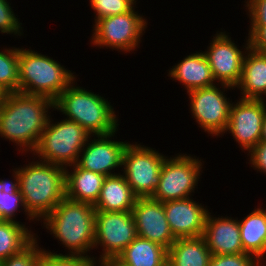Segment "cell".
<instances>
[{
  "instance_id": "cell-4",
  "label": "cell",
  "mask_w": 266,
  "mask_h": 266,
  "mask_svg": "<svg viewBox=\"0 0 266 266\" xmlns=\"http://www.w3.org/2000/svg\"><path fill=\"white\" fill-rule=\"evenodd\" d=\"M76 81L54 100V110L64 114V119L82 126L91 136L117 132L119 119L111 102L100 94L78 86Z\"/></svg>"
},
{
  "instance_id": "cell-18",
  "label": "cell",
  "mask_w": 266,
  "mask_h": 266,
  "mask_svg": "<svg viewBox=\"0 0 266 266\" xmlns=\"http://www.w3.org/2000/svg\"><path fill=\"white\" fill-rule=\"evenodd\" d=\"M183 57V60L168 69L167 76L175 82L181 83L186 92L195 89L213 86L216 81L213 78L211 67L203 51H195Z\"/></svg>"
},
{
  "instance_id": "cell-12",
  "label": "cell",
  "mask_w": 266,
  "mask_h": 266,
  "mask_svg": "<svg viewBox=\"0 0 266 266\" xmlns=\"http://www.w3.org/2000/svg\"><path fill=\"white\" fill-rule=\"evenodd\" d=\"M229 34L226 31H217L208 43L207 50L203 52L208 59L214 80L235 88L242 75L243 58L250 47V41L247 36L242 48L235 44Z\"/></svg>"
},
{
  "instance_id": "cell-26",
  "label": "cell",
  "mask_w": 266,
  "mask_h": 266,
  "mask_svg": "<svg viewBox=\"0 0 266 266\" xmlns=\"http://www.w3.org/2000/svg\"><path fill=\"white\" fill-rule=\"evenodd\" d=\"M19 47L0 49V88L7 93L19 92Z\"/></svg>"
},
{
  "instance_id": "cell-11",
  "label": "cell",
  "mask_w": 266,
  "mask_h": 266,
  "mask_svg": "<svg viewBox=\"0 0 266 266\" xmlns=\"http://www.w3.org/2000/svg\"><path fill=\"white\" fill-rule=\"evenodd\" d=\"M136 237L137 231L131 211H96L94 251H102L99 252V258L97 255L92 257H95L96 261L117 258Z\"/></svg>"
},
{
  "instance_id": "cell-38",
  "label": "cell",
  "mask_w": 266,
  "mask_h": 266,
  "mask_svg": "<svg viewBox=\"0 0 266 266\" xmlns=\"http://www.w3.org/2000/svg\"><path fill=\"white\" fill-rule=\"evenodd\" d=\"M260 141H266V114L263 119L262 135Z\"/></svg>"
},
{
  "instance_id": "cell-23",
  "label": "cell",
  "mask_w": 266,
  "mask_h": 266,
  "mask_svg": "<svg viewBox=\"0 0 266 266\" xmlns=\"http://www.w3.org/2000/svg\"><path fill=\"white\" fill-rule=\"evenodd\" d=\"M210 257L203 236L178 238L168 249L167 266H208Z\"/></svg>"
},
{
  "instance_id": "cell-8",
  "label": "cell",
  "mask_w": 266,
  "mask_h": 266,
  "mask_svg": "<svg viewBox=\"0 0 266 266\" xmlns=\"http://www.w3.org/2000/svg\"><path fill=\"white\" fill-rule=\"evenodd\" d=\"M192 156L179 152L175 156L165 158L159 184L151 198L167 202L194 196L203 173L204 161Z\"/></svg>"
},
{
  "instance_id": "cell-20",
  "label": "cell",
  "mask_w": 266,
  "mask_h": 266,
  "mask_svg": "<svg viewBox=\"0 0 266 266\" xmlns=\"http://www.w3.org/2000/svg\"><path fill=\"white\" fill-rule=\"evenodd\" d=\"M105 178L106 176L82 169L77 164L68 166L65 168L66 197L94 205Z\"/></svg>"
},
{
  "instance_id": "cell-27",
  "label": "cell",
  "mask_w": 266,
  "mask_h": 266,
  "mask_svg": "<svg viewBox=\"0 0 266 266\" xmlns=\"http://www.w3.org/2000/svg\"><path fill=\"white\" fill-rule=\"evenodd\" d=\"M17 212H23L29 221H35L28 213H26L23 196L21 195L17 185L14 183L11 187L2 192L0 219L18 222L16 219Z\"/></svg>"
},
{
  "instance_id": "cell-6",
  "label": "cell",
  "mask_w": 266,
  "mask_h": 266,
  "mask_svg": "<svg viewBox=\"0 0 266 266\" xmlns=\"http://www.w3.org/2000/svg\"><path fill=\"white\" fill-rule=\"evenodd\" d=\"M90 136L76 122L67 119L54 122L50 115L31 157L35 156L39 160L66 168L77 163L80 152Z\"/></svg>"
},
{
  "instance_id": "cell-33",
  "label": "cell",
  "mask_w": 266,
  "mask_h": 266,
  "mask_svg": "<svg viewBox=\"0 0 266 266\" xmlns=\"http://www.w3.org/2000/svg\"><path fill=\"white\" fill-rule=\"evenodd\" d=\"M248 37L250 47L255 51L266 53V20H249Z\"/></svg>"
},
{
  "instance_id": "cell-28",
  "label": "cell",
  "mask_w": 266,
  "mask_h": 266,
  "mask_svg": "<svg viewBox=\"0 0 266 266\" xmlns=\"http://www.w3.org/2000/svg\"><path fill=\"white\" fill-rule=\"evenodd\" d=\"M43 248V252L39 259L38 266H92L96 260L93 257L84 255H69L57 253L58 251H48Z\"/></svg>"
},
{
  "instance_id": "cell-3",
  "label": "cell",
  "mask_w": 266,
  "mask_h": 266,
  "mask_svg": "<svg viewBox=\"0 0 266 266\" xmlns=\"http://www.w3.org/2000/svg\"><path fill=\"white\" fill-rule=\"evenodd\" d=\"M95 212L93 205L65 197L40 222L42 228L67 249L65 254L91 257L95 242Z\"/></svg>"
},
{
  "instance_id": "cell-9",
  "label": "cell",
  "mask_w": 266,
  "mask_h": 266,
  "mask_svg": "<svg viewBox=\"0 0 266 266\" xmlns=\"http://www.w3.org/2000/svg\"><path fill=\"white\" fill-rule=\"evenodd\" d=\"M129 143L123 154L122 175L137 198L152 197L166 155L155 148Z\"/></svg>"
},
{
  "instance_id": "cell-24",
  "label": "cell",
  "mask_w": 266,
  "mask_h": 266,
  "mask_svg": "<svg viewBox=\"0 0 266 266\" xmlns=\"http://www.w3.org/2000/svg\"><path fill=\"white\" fill-rule=\"evenodd\" d=\"M168 250L137 236L117 257L126 266H167Z\"/></svg>"
},
{
  "instance_id": "cell-29",
  "label": "cell",
  "mask_w": 266,
  "mask_h": 266,
  "mask_svg": "<svg viewBox=\"0 0 266 266\" xmlns=\"http://www.w3.org/2000/svg\"><path fill=\"white\" fill-rule=\"evenodd\" d=\"M138 0H89V5L93 9L94 23L102 18L120 15L130 11ZM96 14V15H95Z\"/></svg>"
},
{
  "instance_id": "cell-1",
  "label": "cell",
  "mask_w": 266,
  "mask_h": 266,
  "mask_svg": "<svg viewBox=\"0 0 266 266\" xmlns=\"http://www.w3.org/2000/svg\"><path fill=\"white\" fill-rule=\"evenodd\" d=\"M50 110L54 111V101L48 97L21 92L5 94L0 102V138L14 143L21 155L32 153L47 125Z\"/></svg>"
},
{
  "instance_id": "cell-5",
  "label": "cell",
  "mask_w": 266,
  "mask_h": 266,
  "mask_svg": "<svg viewBox=\"0 0 266 266\" xmlns=\"http://www.w3.org/2000/svg\"><path fill=\"white\" fill-rule=\"evenodd\" d=\"M19 92L53 101L75 80L72 70L34 49L19 47Z\"/></svg>"
},
{
  "instance_id": "cell-7",
  "label": "cell",
  "mask_w": 266,
  "mask_h": 266,
  "mask_svg": "<svg viewBox=\"0 0 266 266\" xmlns=\"http://www.w3.org/2000/svg\"><path fill=\"white\" fill-rule=\"evenodd\" d=\"M135 5L130 11L105 17L93 24L90 44L92 47H104L123 54L134 53L140 47L142 36L146 32L148 20L136 11ZM94 45V46H93ZM136 49V50H135Z\"/></svg>"
},
{
  "instance_id": "cell-35",
  "label": "cell",
  "mask_w": 266,
  "mask_h": 266,
  "mask_svg": "<svg viewBox=\"0 0 266 266\" xmlns=\"http://www.w3.org/2000/svg\"><path fill=\"white\" fill-rule=\"evenodd\" d=\"M249 20H266V0H245Z\"/></svg>"
},
{
  "instance_id": "cell-32",
  "label": "cell",
  "mask_w": 266,
  "mask_h": 266,
  "mask_svg": "<svg viewBox=\"0 0 266 266\" xmlns=\"http://www.w3.org/2000/svg\"><path fill=\"white\" fill-rule=\"evenodd\" d=\"M208 266H265L248 253L211 255Z\"/></svg>"
},
{
  "instance_id": "cell-31",
  "label": "cell",
  "mask_w": 266,
  "mask_h": 266,
  "mask_svg": "<svg viewBox=\"0 0 266 266\" xmlns=\"http://www.w3.org/2000/svg\"><path fill=\"white\" fill-rule=\"evenodd\" d=\"M10 5L8 0H0V33L13 34V37L24 36V27H21L22 23Z\"/></svg>"
},
{
  "instance_id": "cell-16",
  "label": "cell",
  "mask_w": 266,
  "mask_h": 266,
  "mask_svg": "<svg viewBox=\"0 0 266 266\" xmlns=\"http://www.w3.org/2000/svg\"><path fill=\"white\" fill-rule=\"evenodd\" d=\"M193 199L188 197L163 202L166 219L176 239L201 237L204 234L210 209Z\"/></svg>"
},
{
  "instance_id": "cell-40",
  "label": "cell",
  "mask_w": 266,
  "mask_h": 266,
  "mask_svg": "<svg viewBox=\"0 0 266 266\" xmlns=\"http://www.w3.org/2000/svg\"><path fill=\"white\" fill-rule=\"evenodd\" d=\"M5 93L0 88V102L4 99Z\"/></svg>"
},
{
  "instance_id": "cell-21",
  "label": "cell",
  "mask_w": 266,
  "mask_h": 266,
  "mask_svg": "<svg viewBox=\"0 0 266 266\" xmlns=\"http://www.w3.org/2000/svg\"><path fill=\"white\" fill-rule=\"evenodd\" d=\"M136 199L130 185L120 173L105 178L99 197L93 206L96 211L126 212L132 211Z\"/></svg>"
},
{
  "instance_id": "cell-30",
  "label": "cell",
  "mask_w": 266,
  "mask_h": 266,
  "mask_svg": "<svg viewBox=\"0 0 266 266\" xmlns=\"http://www.w3.org/2000/svg\"><path fill=\"white\" fill-rule=\"evenodd\" d=\"M39 244V236L36 235L20 252L0 262V266H38L40 256L43 252V246L41 248Z\"/></svg>"
},
{
  "instance_id": "cell-19",
  "label": "cell",
  "mask_w": 266,
  "mask_h": 266,
  "mask_svg": "<svg viewBox=\"0 0 266 266\" xmlns=\"http://www.w3.org/2000/svg\"><path fill=\"white\" fill-rule=\"evenodd\" d=\"M236 88L240 90L241 98L265 100L266 53L249 47L243 58L242 75Z\"/></svg>"
},
{
  "instance_id": "cell-15",
  "label": "cell",
  "mask_w": 266,
  "mask_h": 266,
  "mask_svg": "<svg viewBox=\"0 0 266 266\" xmlns=\"http://www.w3.org/2000/svg\"><path fill=\"white\" fill-rule=\"evenodd\" d=\"M137 236L157 243L167 250L176 238L166 219L163 202L151 197L137 198L132 209Z\"/></svg>"
},
{
  "instance_id": "cell-22",
  "label": "cell",
  "mask_w": 266,
  "mask_h": 266,
  "mask_svg": "<svg viewBox=\"0 0 266 266\" xmlns=\"http://www.w3.org/2000/svg\"><path fill=\"white\" fill-rule=\"evenodd\" d=\"M256 207L238 220L242 247L266 266V208Z\"/></svg>"
},
{
  "instance_id": "cell-2",
  "label": "cell",
  "mask_w": 266,
  "mask_h": 266,
  "mask_svg": "<svg viewBox=\"0 0 266 266\" xmlns=\"http://www.w3.org/2000/svg\"><path fill=\"white\" fill-rule=\"evenodd\" d=\"M12 168L28 213L36 222L42 221L65 197V168L35 157L26 165Z\"/></svg>"
},
{
  "instance_id": "cell-36",
  "label": "cell",
  "mask_w": 266,
  "mask_h": 266,
  "mask_svg": "<svg viewBox=\"0 0 266 266\" xmlns=\"http://www.w3.org/2000/svg\"><path fill=\"white\" fill-rule=\"evenodd\" d=\"M13 180L10 179H1L0 178V203L2 199V192L7 190L9 187H11L14 184V173L12 174Z\"/></svg>"
},
{
  "instance_id": "cell-25",
  "label": "cell",
  "mask_w": 266,
  "mask_h": 266,
  "mask_svg": "<svg viewBox=\"0 0 266 266\" xmlns=\"http://www.w3.org/2000/svg\"><path fill=\"white\" fill-rule=\"evenodd\" d=\"M20 221L0 220V262L20 252L37 235Z\"/></svg>"
},
{
  "instance_id": "cell-39",
  "label": "cell",
  "mask_w": 266,
  "mask_h": 266,
  "mask_svg": "<svg viewBox=\"0 0 266 266\" xmlns=\"http://www.w3.org/2000/svg\"><path fill=\"white\" fill-rule=\"evenodd\" d=\"M92 266H106L102 261H96Z\"/></svg>"
},
{
  "instance_id": "cell-10",
  "label": "cell",
  "mask_w": 266,
  "mask_h": 266,
  "mask_svg": "<svg viewBox=\"0 0 266 266\" xmlns=\"http://www.w3.org/2000/svg\"><path fill=\"white\" fill-rule=\"evenodd\" d=\"M225 89L235 90L230 85L216 83L187 93L192 118L203 132L216 138L224 136L229 122L232 100L226 97Z\"/></svg>"
},
{
  "instance_id": "cell-14",
  "label": "cell",
  "mask_w": 266,
  "mask_h": 266,
  "mask_svg": "<svg viewBox=\"0 0 266 266\" xmlns=\"http://www.w3.org/2000/svg\"><path fill=\"white\" fill-rule=\"evenodd\" d=\"M115 133L117 134L114 132L107 135L90 136L81 150L76 164L82 169L106 177L120 174V171L118 173L114 171L118 167L122 169L123 154L130 141L115 140Z\"/></svg>"
},
{
  "instance_id": "cell-34",
  "label": "cell",
  "mask_w": 266,
  "mask_h": 266,
  "mask_svg": "<svg viewBox=\"0 0 266 266\" xmlns=\"http://www.w3.org/2000/svg\"><path fill=\"white\" fill-rule=\"evenodd\" d=\"M248 164L256 172L264 173L266 175V141H259L247 154Z\"/></svg>"
},
{
  "instance_id": "cell-13",
  "label": "cell",
  "mask_w": 266,
  "mask_h": 266,
  "mask_svg": "<svg viewBox=\"0 0 266 266\" xmlns=\"http://www.w3.org/2000/svg\"><path fill=\"white\" fill-rule=\"evenodd\" d=\"M238 99L231 103L225 134H231L240 149L248 153L261 139L266 100Z\"/></svg>"
},
{
  "instance_id": "cell-17",
  "label": "cell",
  "mask_w": 266,
  "mask_h": 266,
  "mask_svg": "<svg viewBox=\"0 0 266 266\" xmlns=\"http://www.w3.org/2000/svg\"><path fill=\"white\" fill-rule=\"evenodd\" d=\"M214 216L208 212L203 234L211 255L246 253L242 247L238 217Z\"/></svg>"
},
{
  "instance_id": "cell-37",
  "label": "cell",
  "mask_w": 266,
  "mask_h": 266,
  "mask_svg": "<svg viewBox=\"0 0 266 266\" xmlns=\"http://www.w3.org/2000/svg\"><path fill=\"white\" fill-rule=\"evenodd\" d=\"M106 266H126L122 262H120L117 258H111L102 261Z\"/></svg>"
}]
</instances>
